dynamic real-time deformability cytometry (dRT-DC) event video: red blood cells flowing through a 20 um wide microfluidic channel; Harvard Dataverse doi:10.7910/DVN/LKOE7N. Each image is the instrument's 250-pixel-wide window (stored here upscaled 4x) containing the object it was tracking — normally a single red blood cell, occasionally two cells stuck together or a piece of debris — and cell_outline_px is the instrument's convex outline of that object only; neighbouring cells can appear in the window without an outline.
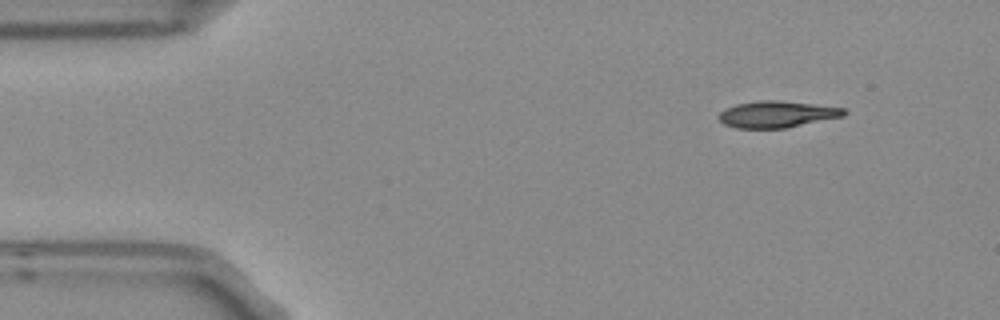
{"species": "Egyptian fruit bat (a non-hibernating species)", "species_latin": "Rousettus aegyptiacus", "temperature_condition": "room temperature", "stored_images_in_passage": 10, "camera_frame_rate_fps": 3000, "um_per_image_px": 0.085, "frame": {"image": 1, "passage_image": 1, "time_ms": 0.0, "image_size_px": [1000, 320], "cell_outline_px": [[848, 112], [844, 116], [784, 128], [736, 128], [724, 124], [716, 116], [720, 112], [736, 104], [760, 100], [776, 100], [812, 104], [844, 108]], "centroid_in_image_um": [66.02, 9.71], "position_along_channel_um": 19.0, "area_um2": 19.19}}
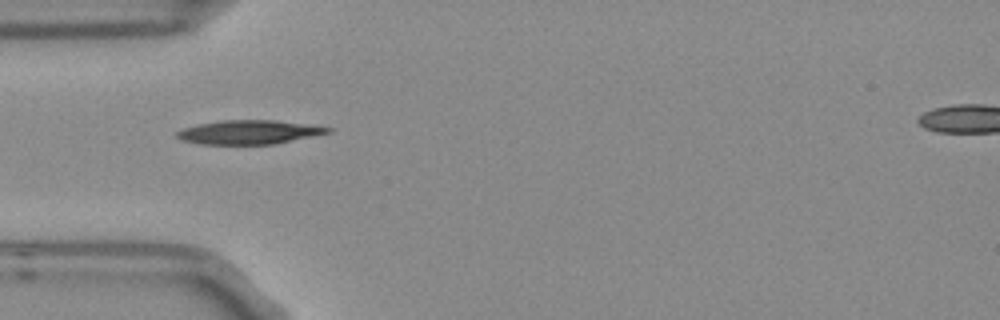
{"frame": {"image": 2, "passage_image": 4, "time_ms": 1.0, "image_size_px": [1000, 320], "cell_outline_px": [[332, 132], [276, 144], [200, 144], [184, 140], [176, 136], [176, 132], [184, 128], [196, 124], [220, 120], [276, 120], [332, 128]], "centroid_in_image_um": [21.16, 11.23], "position_along_channel_um": 63.8, "area_um2": 20.98}}
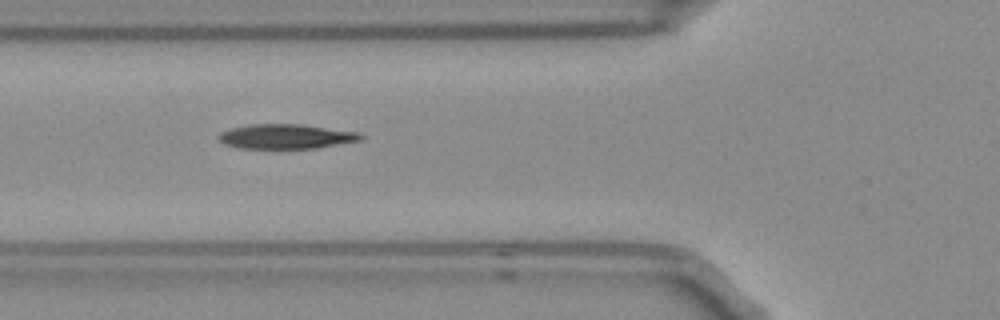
{"frame": {"image": 3, "passage_image": 5, "time_ms": 1.333, "image_size_px": [1000, 320], "cell_outline_px": [[364, 136], [360, 140], [316, 148], [240, 148], [224, 144], [220, 140], [220, 132], [232, 128], [248, 124], [300, 124], [360, 132]], "centroid_in_image_um": [24.33, 11.59], "position_along_channel_um": 101.5, "area_um2": 20.23}}